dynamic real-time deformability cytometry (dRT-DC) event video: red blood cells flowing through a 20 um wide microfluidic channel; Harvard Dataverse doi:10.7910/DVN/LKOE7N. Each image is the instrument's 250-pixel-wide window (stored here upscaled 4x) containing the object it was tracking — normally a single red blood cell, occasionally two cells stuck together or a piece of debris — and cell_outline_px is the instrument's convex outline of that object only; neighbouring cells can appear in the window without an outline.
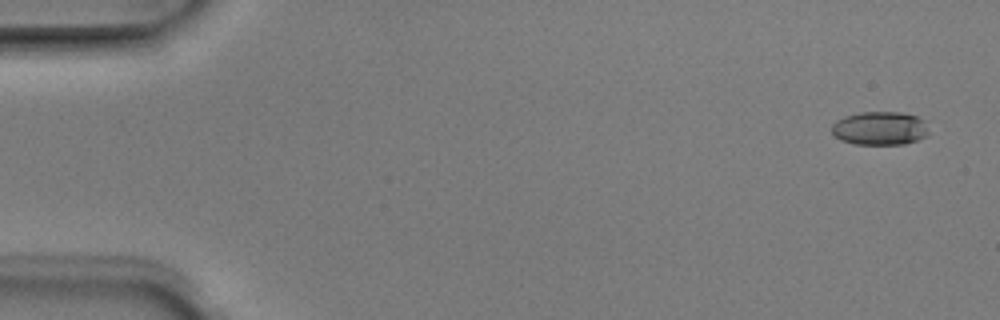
{"species": "Egyptian fruit bat (a non-hibernating species)", "species_latin": "Rousettus aegyptiacus", "temperature_condition": "room temperature", "stored_images_in_passage": 4, "camera_frame_rate_fps": 3000, "um_per_image_px": 0.085, "animal": {"sex": "male"}, "frame": {"image": 1, "passage_image": 1, "time_ms": 0.0, "image_size_px": [1000, 320], "cell_outline_px": [[928, 132], [924, 136], [916, 140], [904, 144], [856, 144], [840, 140], [832, 132], [832, 124], [836, 120], [844, 116], [860, 112], [900, 112], [916, 116], [924, 120]], "centroid_in_image_um": [74.76, 10.9], "position_along_channel_um": 10.2, "area_um2": 18.84}}
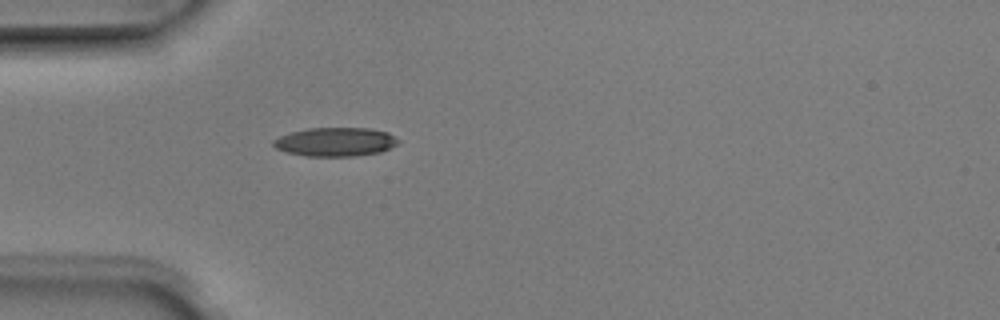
{"frame": {"image": 2, "passage_image": 4, "time_ms": 1.0, "image_size_px": [1000, 320], "cell_outline_px": [[400, 140], [396, 144], [380, 152], [356, 156], [308, 156], [288, 152], [276, 148], [272, 144], [272, 140], [280, 136], [292, 132], [308, 128], [368, 128], [388, 132]], "centroid_in_image_um": [28.51, 12.05], "position_along_channel_um": 56.5, "area_um2": 20.81}}